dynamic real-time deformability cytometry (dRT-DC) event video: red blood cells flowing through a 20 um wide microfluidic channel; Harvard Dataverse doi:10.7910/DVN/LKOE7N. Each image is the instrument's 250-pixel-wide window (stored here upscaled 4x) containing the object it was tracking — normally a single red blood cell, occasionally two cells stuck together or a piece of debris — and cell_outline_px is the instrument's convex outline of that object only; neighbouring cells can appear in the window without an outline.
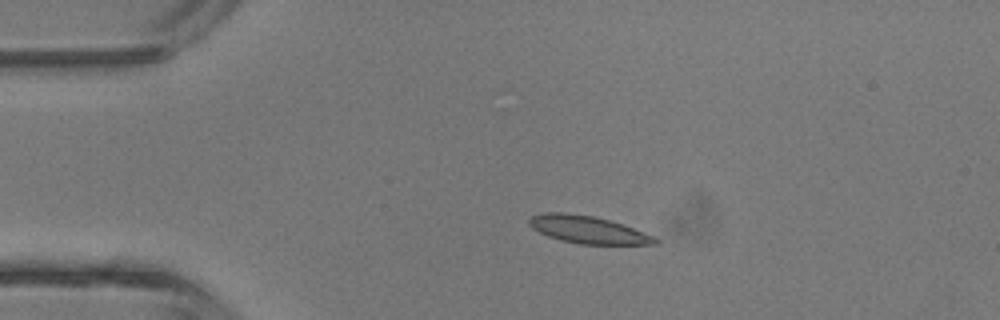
{"species": "common noctule bat (a hibernating species)", "species_latin": "Nyctalus noctula", "temperature_condition": "room temperature", "stored_images_in_passage": 3, "camera_frame_rate_fps": 3000, "um_per_image_px": 0.085, "animal": {"sex": "male", "body_mass_g": 13.3}, "frame": {"image": 1, "passage_image": 1, "time_ms": 0.0, "image_size_px": [1000, 320], "cell_outline_px": [[660, 244], [580, 244], [560, 240], [548, 236], [532, 228], [528, 224], [528, 220], [532, 216], [544, 212], [564, 212], [592, 216], [608, 220], [632, 228], [652, 236], [660, 240]], "centroid_in_image_um": [49.93, 19.52], "position_along_channel_um": 35.1, "area_um2": 19.88}}